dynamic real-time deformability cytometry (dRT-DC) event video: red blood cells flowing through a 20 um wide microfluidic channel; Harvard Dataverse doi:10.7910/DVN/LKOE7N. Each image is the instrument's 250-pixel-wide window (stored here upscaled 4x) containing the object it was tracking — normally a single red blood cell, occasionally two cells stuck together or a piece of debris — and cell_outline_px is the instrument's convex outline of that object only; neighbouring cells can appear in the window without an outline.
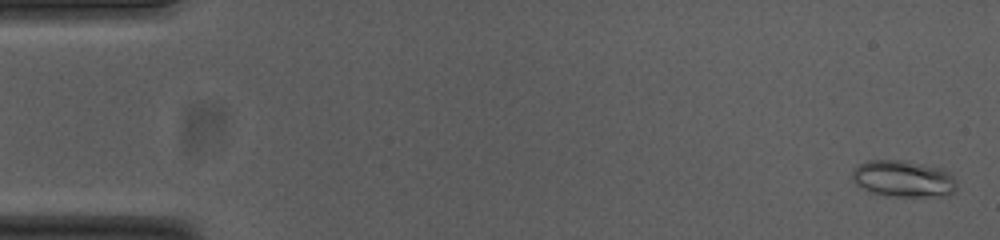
{"species": "common noctule bat (a hibernating species)", "species_latin": "Nyctalus noctula", "temperature_condition": "cold", "stored_images_in_passage": 55, "camera_frame_rate_fps": 3000, "um_per_image_px": 0.085, "animal": {"sex": "female", "body_mass_g": 23.0, "forearm_length_mm": 53.4}, "frame": {"image": 1, "passage_image": 2, "time_ms": 0.333, "image_size_px": [1000, 240], "cell_outline_px": [[956, 188], [948, 196], [888, 196], [868, 192], [856, 184], [852, 180], [852, 172], [860, 164], [868, 160], [904, 160], [924, 164], [940, 168], [948, 172], [956, 180]], "centroid_in_image_um": [76.77, 15.2], "position_along_channel_um": 8.2, "area_um2": 22.37}}
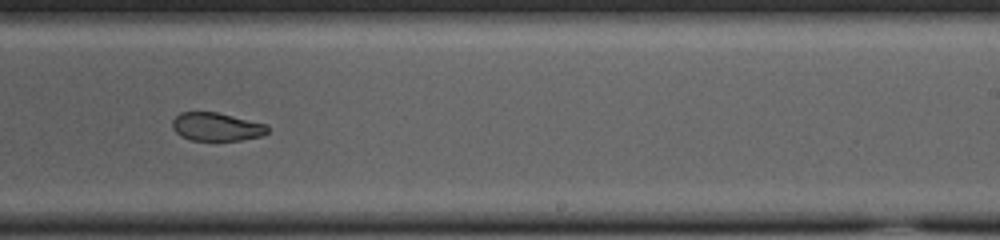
{"frame": {"image": 2, "passage_image": 34, "time_ms": 11.0, "image_size_px": [1000, 240], "cell_outline_px": [[268, 132], [260, 136], [240, 140], [192, 140], [180, 136], [172, 128], [172, 120], [180, 112], [216, 112], [268, 124]], "centroid_in_image_um": [18.39, 10.77], "position_along_channel_um": 270.6, "area_um2": 15.66}}
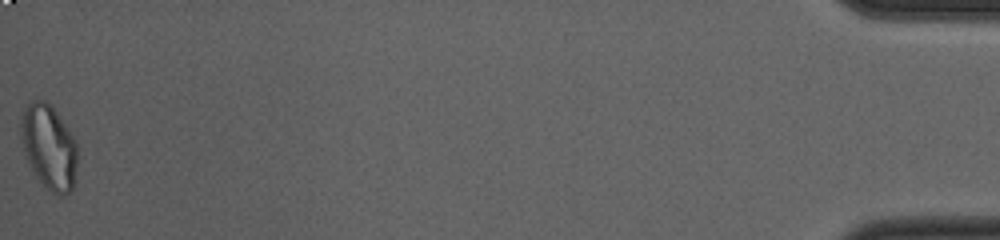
{"frame": {"image": 3, "passage_image": 55, "time_ms": 18.0, "image_size_px": [1000, 240], "cell_outline_px": [[76, 164], [72, 188], [64, 196], [56, 196], [36, 176], [28, 164], [24, 152], [20, 136], [20, 124], [24, 108], [32, 100], [44, 100], [52, 104], [76, 140]], "centroid_in_image_um": [4.14, 12.45], "position_along_channel_um": 431.1, "area_um2": 27.86}, "authors_computed_cell_mechanics": {"area_um2": 18.8428, "velocity_mm_per_s": 3.7391, "shape_relaxation_time_tau1_ms": null, "shape_relaxation_time_tau2_ms": 3.1888, "deformation_change_tau1": null, "deformation_change_tau2": 0.0786}}